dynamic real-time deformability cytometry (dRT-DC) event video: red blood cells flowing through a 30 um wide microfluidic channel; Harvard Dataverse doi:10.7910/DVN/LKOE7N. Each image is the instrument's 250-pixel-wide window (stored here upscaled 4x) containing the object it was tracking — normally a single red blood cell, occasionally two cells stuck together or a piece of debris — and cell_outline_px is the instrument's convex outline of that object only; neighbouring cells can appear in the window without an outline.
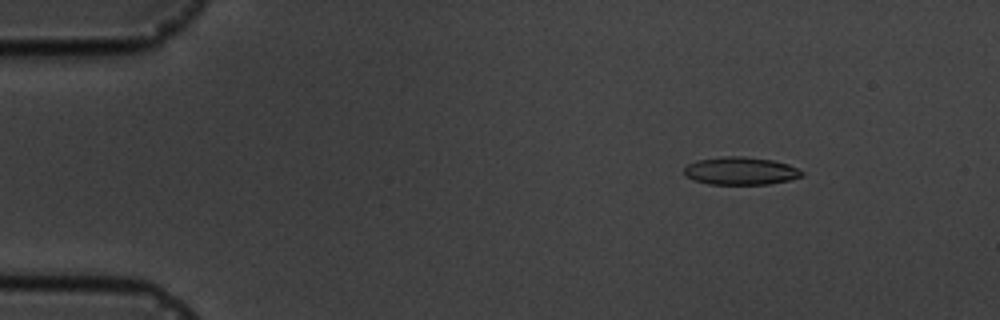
{"species": "common noctule bat (a hibernating species)", "species_latin": "Nyctalus noctula", "temperature_condition": "cold", "stored_images_in_passage": 9, "camera_frame_rate_fps": 3000, "um_per_image_px": 0.085, "animal": {"sex": "male", "body_mass_g": 19.5, "forearm_length_mm": 54.6}, "frame": {"image": 1, "passage_image": 3, "time_ms": 2.0, "image_size_px": [1000, 320], "cell_outline_px": [[804, 176], [788, 180], [768, 184], [708, 184], [684, 176], [684, 168], [688, 164], [696, 160], [724, 156], [744, 156], [772, 160], [788, 164], [804, 172]], "centroid_in_image_um": [62.94, 14.52], "position_along_channel_um": 22.1, "area_um2": 19.07}}
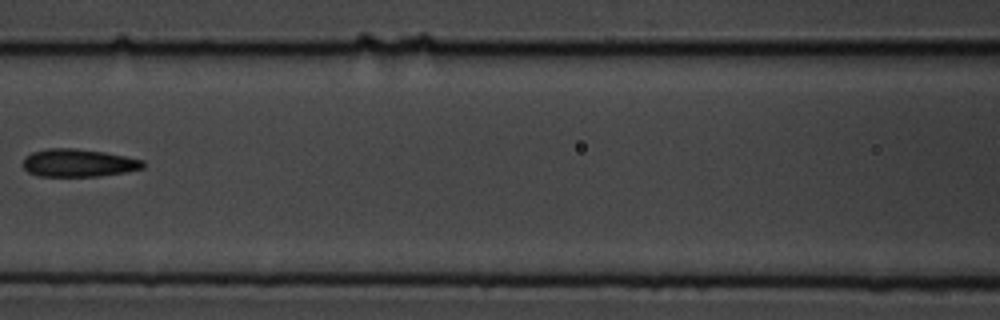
{"frame": {"image": 2, "passage_image": 8, "time_ms": 8.0, "image_size_px": [1000, 320], "cell_outline_px": [[144, 168], [124, 172], [100, 176], [36, 176], [28, 172], [24, 168], [24, 156], [32, 152], [48, 148], [72, 148], [104, 152], [144, 160]], "centroid_in_image_um": [6.64, 13.85], "position_along_channel_um": 160.0, "area_um2": 19.42}}
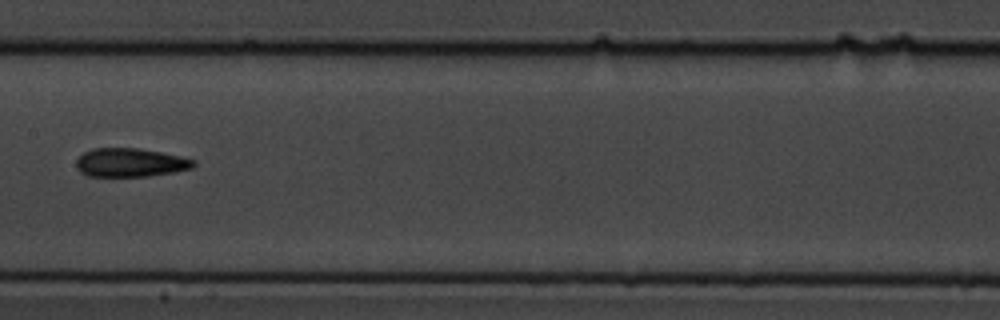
{"frame": {"image": 3, "passage_image": 9, "time_ms": 9.0, "image_size_px": [1000, 320], "cell_outline_px": [[196, 164], [192, 168], [176, 172], [148, 176], [88, 176], [80, 172], [76, 168], [76, 160], [84, 152], [92, 148], [140, 148], [180, 156], [196, 160]], "centroid_in_image_um": [11.08, 13.82], "position_along_channel_um": 196.3, "area_um2": 19.71}}